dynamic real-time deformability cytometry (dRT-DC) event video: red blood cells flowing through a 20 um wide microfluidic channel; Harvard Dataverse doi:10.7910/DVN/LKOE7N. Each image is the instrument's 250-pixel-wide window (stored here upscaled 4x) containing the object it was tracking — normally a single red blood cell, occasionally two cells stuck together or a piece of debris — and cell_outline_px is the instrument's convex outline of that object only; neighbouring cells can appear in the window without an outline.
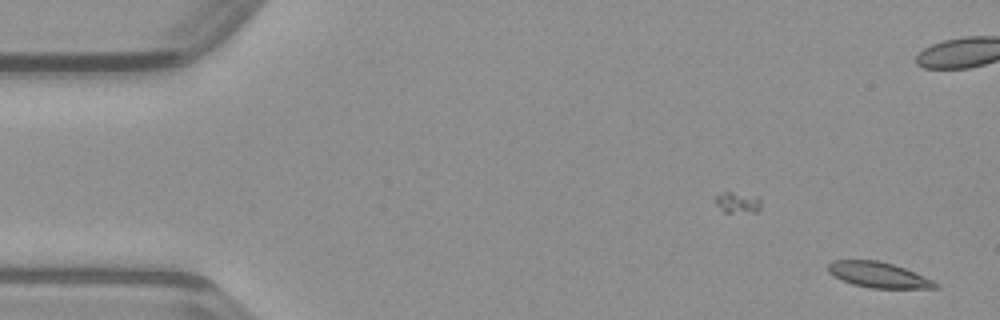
{"species": "common noctule bat (a hibernating species)", "species_latin": "Nyctalus noctula", "temperature_condition": "warm", "stored_images_in_passage": 38, "camera_frame_rate_fps": 3000, "um_per_image_px": 0.085, "animal": {"sex": "male", "body_mass_g": 23.1, "forearm_length_mm": 52.7}, "frame": {"image": 1, "passage_image": 1, "time_ms": 0.0, "image_size_px": [1000, 320], "cell_outline_px": [[940, 288], [872, 288], [852, 284], [828, 272], [828, 264], [832, 260], [876, 260], [892, 264], [904, 268], [932, 280], [940, 284]], "centroid_in_image_um": [74.68, 23.36], "position_along_channel_um": 10.3, "area_um2": 15.72}}
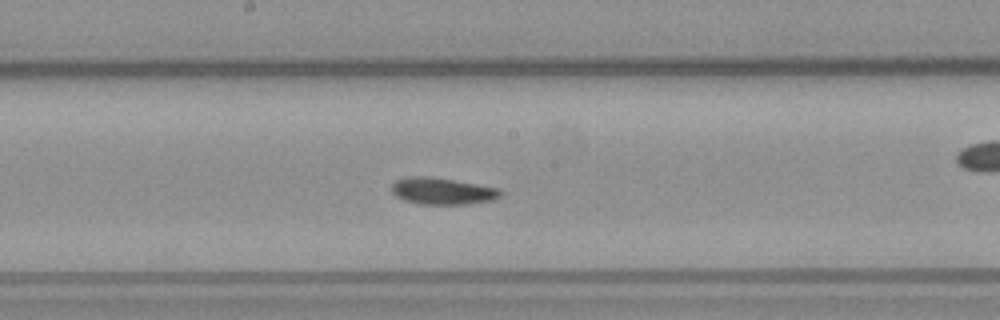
{"frame": {"image": 2, "passage_image": 24, "time_ms": 7.667, "image_size_px": [1000, 320], "cell_outline_px": [[504, 192], [500, 196], [492, 200], [468, 204], [420, 204], [404, 200], [396, 196], [392, 192], [392, 184], [396, 180], [408, 176], [432, 176], [500, 188]], "centroid_in_image_um": [37.61, 16.23], "position_along_channel_um": 210.6, "area_um2": 17.11}}
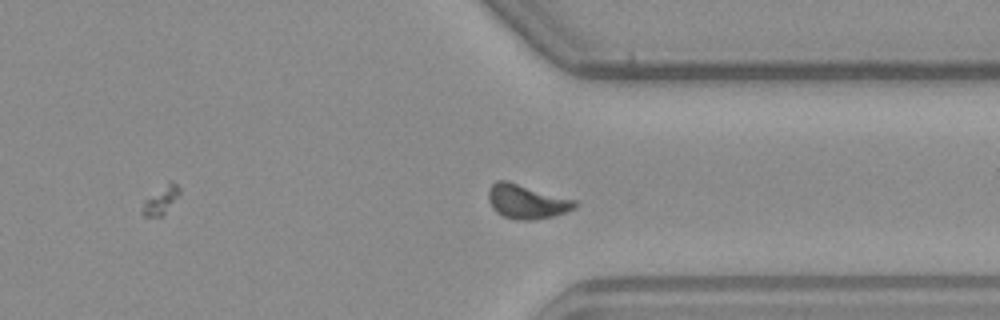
{"frame": {"image": 3, "passage_image": 35, "time_ms": 11.333, "image_size_px": [1000, 320], "cell_outline_px": [[580, 204], [576, 208], [552, 216], [532, 220], [520, 220], [504, 216], [496, 212], [492, 208], [488, 200], [488, 188], [496, 180], [508, 180], [576, 200]], "centroid_in_image_um": [44.76, 17.11], "position_along_channel_um": 366.6, "area_um2": 17.4}}